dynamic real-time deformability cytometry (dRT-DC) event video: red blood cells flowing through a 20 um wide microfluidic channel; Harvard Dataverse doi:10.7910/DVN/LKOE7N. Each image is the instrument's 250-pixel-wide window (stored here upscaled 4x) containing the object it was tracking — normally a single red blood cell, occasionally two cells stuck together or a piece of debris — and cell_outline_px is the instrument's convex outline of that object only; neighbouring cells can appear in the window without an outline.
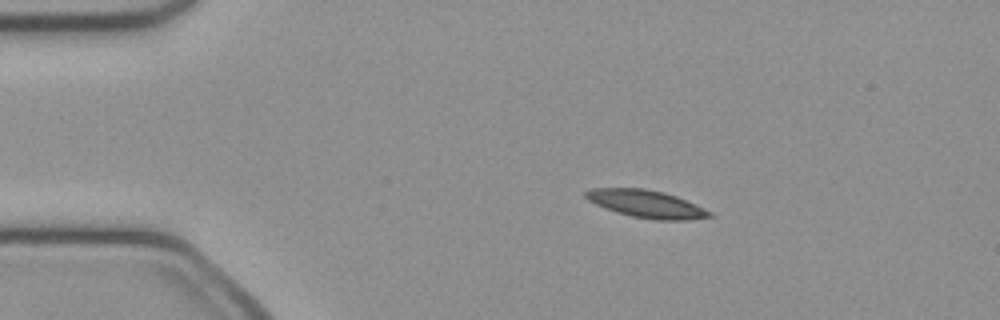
{"species": "common noctule bat (a hibernating species)", "species_latin": "Nyctalus noctula", "temperature_condition": "cold", "stored_images_in_passage": 42, "camera_frame_rate_fps": 3000, "um_per_image_px": 0.085, "animal": {"sex": "female", "body_mass_g": 21.9}, "frame": {"image": 1, "passage_image": 1, "time_ms": 0.0, "image_size_px": [1000, 320], "cell_outline_px": [[712, 216], [688, 220], [656, 220], [632, 216], [616, 212], [604, 208], [588, 200], [584, 196], [584, 192], [592, 188], [644, 188], [664, 192], [676, 196], [696, 204], [712, 212]], "centroid_in_image_um": [54.93, 17.33], "position_along_channel_um": 30.1, "area_um2": 19.88}}
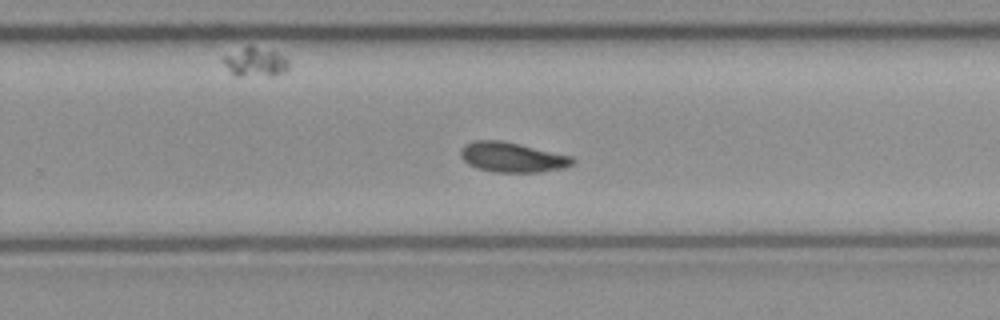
{"frame": {"image": 2, "passage_image": 24, "time_ms": 7.667, "image_size_px": [1000, 320], "cell_outline_px": [[576, 160], [572, 164], [564, 168], [540, 172], [496, 172], [476, 168], [468, 164], [460, 156], [460, 148], [464, 144], [476, 140], [500, 140], [520, 144], [572, 156]], "centroid_in_image_um": [43.52, 13.36], "position_along_channel_um": 286.3, "area_um2": 19.59}}
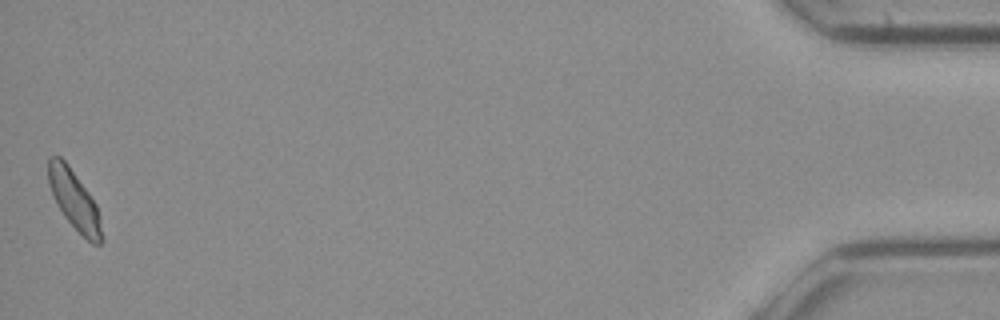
{"frame": {"image": 3, "passage_image": 42, "time_ms": 13.667, "image_size_px": [1000, 320], "cell_outline_px": [[104, 240], [100, 244], [92, 244], [64, 216], [56, 204], [48, 184], [48, 156], [60, 156], [68, 164], [88, 192], [96, 204], [100, 216], [104, 236]], "centroid_in_image_um": [6.33, 17.01], "position_along_channel_um": 428.9, "area_um2": 18.44}}